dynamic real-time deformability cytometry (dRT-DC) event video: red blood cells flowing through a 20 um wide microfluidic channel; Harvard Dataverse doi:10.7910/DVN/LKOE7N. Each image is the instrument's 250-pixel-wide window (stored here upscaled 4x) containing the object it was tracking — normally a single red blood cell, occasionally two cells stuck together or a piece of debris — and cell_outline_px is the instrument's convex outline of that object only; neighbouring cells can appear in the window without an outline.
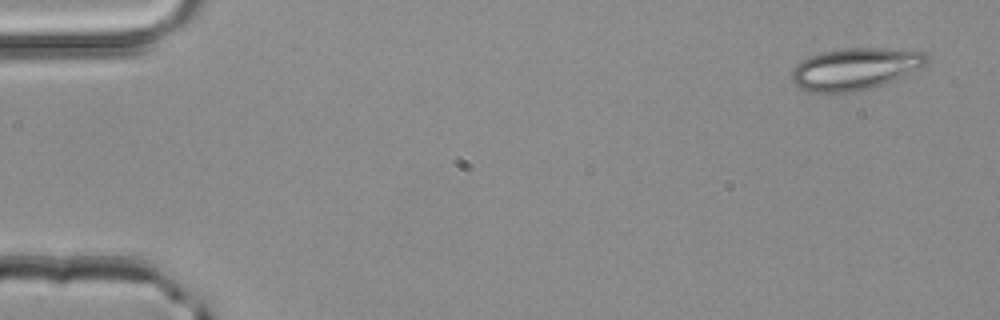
{"species": "common noctule bat (a hibernating species)", "species_latin": "Nyctalus noctula", "temperature_condition": "room temperature", "stored_images_in_passage": 3, "camera_frame_rate_fps": 3000, "um_per_image_px": 0.085, "animal": {"sex": "male", "body_mass_g": 20.4}, "frame": {"image": 1, "passage_image": 1, "time_ms": 0.0, "image_size_px": [1000, 320], "cell_outline_px": [[928, 60], [920, 68], [884, 84], [872, 88], [856, 92], [812, 92], [796, 88], [792, 84], [792, 68], [800, 60], [808, 56], [820, 52], [844, 48], [908, 48], [924, 52], [928, 56]], "centroid_in_image_um": [72.66, 5.84], "position_along_channel_um": 12.3, "area_um2": 33.52}}